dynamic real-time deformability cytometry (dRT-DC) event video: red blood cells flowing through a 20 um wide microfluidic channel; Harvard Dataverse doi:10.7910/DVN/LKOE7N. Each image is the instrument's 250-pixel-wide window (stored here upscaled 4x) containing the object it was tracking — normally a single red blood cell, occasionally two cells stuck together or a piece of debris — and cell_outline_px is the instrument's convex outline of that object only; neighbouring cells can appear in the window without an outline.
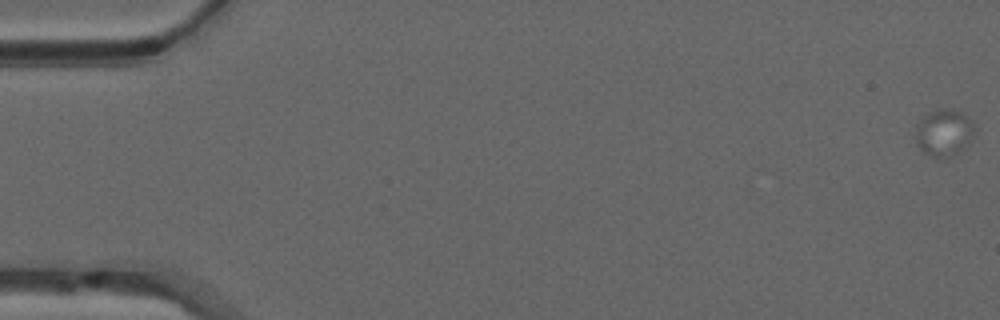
{"species": "common noctule bat (a hibernating species)", "species_latin": "Nyctalus noctula", "temperature_condition": "warm", "stored_images_in_passage": 23, "camera_frame_rate_fps": 3000, "um_per_image_px": 0.085, "animal": {"sex": "male", "forearm_length_mm": 52.5}, "frame": {"image": 1, "passage_image": 1, "time_ms": 0.0, "image_size_px": [1000, 320], "cell_outline_px": [[972, 132], [964, 148], [956, 152], [940, 156], [932, 156], [924, 152], [916, 144], [916, 124], [928, 112], [940, 108], [952, 108], [960, 112], [972, 120]], "centroid_in_image_um": [80.17, 11.21], "position_along_channel_um": 4.8, "area_um2": 15.49}}
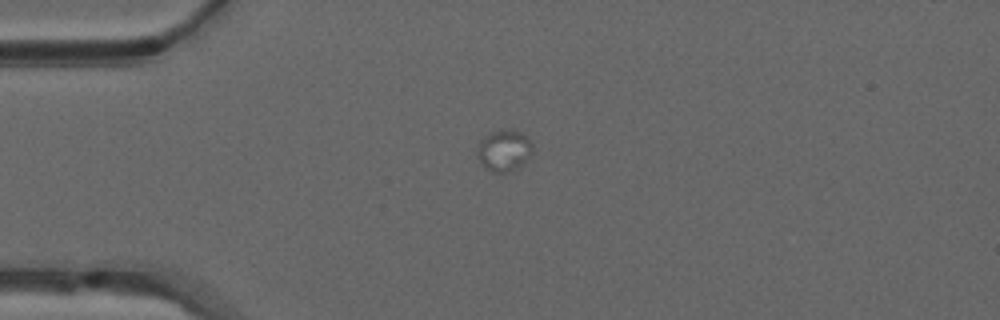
{"frame": {"image": 2, "passage_image": 14, "time_ms": 4.333, "image_size_px": [1000, 320], "cell_outline_px": [[532, 152], [516, 168], [508, 172], [492, 172], [480, 164], [476, 156], [476, 144], [484, 136], [492, 132], [504, 128], [520, 132], [532, 144]], "centroid_in_image_um": [42.75, 12.78], "position_along_channel_um": 42.2, "area_um2": 13.29}}